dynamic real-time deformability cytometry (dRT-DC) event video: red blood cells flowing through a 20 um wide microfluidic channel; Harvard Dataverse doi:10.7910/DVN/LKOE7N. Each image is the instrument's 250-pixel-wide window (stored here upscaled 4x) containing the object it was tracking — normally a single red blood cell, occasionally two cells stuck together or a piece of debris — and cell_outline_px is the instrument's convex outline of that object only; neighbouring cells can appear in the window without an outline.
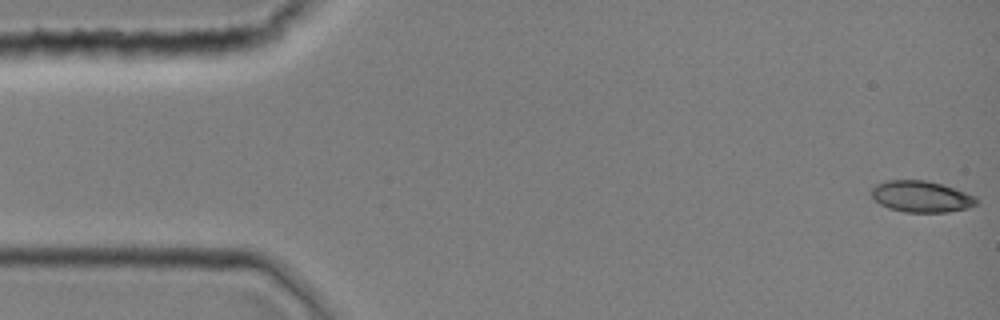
{"species": "common noctule bat (a hibernating species)", "species_latin": "Nyctalus noctula", "temperature_condition": "room temperature", "stored_images_in_passage": 44, "camera_frame_rate_fps": 3000, "um_per_image_px": 0.085, "animal": {"sex": "female", "body_mass_g": 19.0, "forearm_length_mm": 51.5}, "frame": {"image": 1, "passage_image": 1, "time_ms": 0.0, "image_size_px": [1000, 320], "cell_outline_px": [[980, 204], [968, 208], [948, 212], [904, 212], [888, 208], [880, 204], [868, 192], [876, 184], [884, 180], [924, 180], [940, 184], [976, 196]], "centroid_in_image_um": [78.29, 16.71], "position_along_channel_um": 6.7, "area_um2": 19.31}}
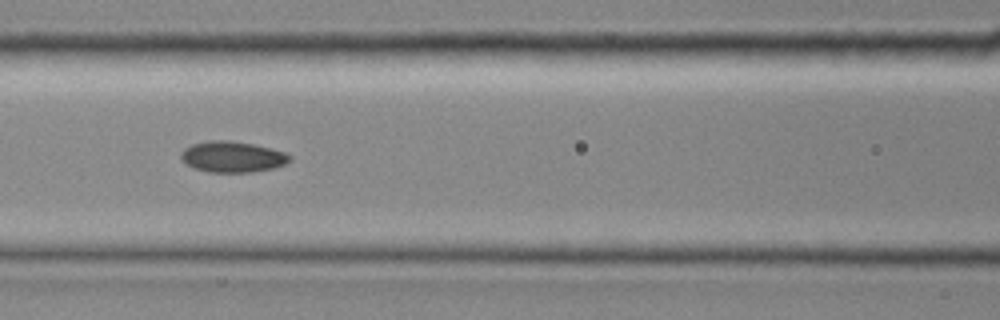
{"frame": {"image": 2, "passage_image": 19, "time_ms": 6.0, "image_size_px": [1000, 320], "cell_outline_px": [[292, 160], [276, 168], [252, 172], [208, 172], [192, 168], [180, 156], [180, 152], [184, 148], [192, 144], [208, 140], [232, 140], [252, 144], [288, 152], [292, 156]], "centroid_in_image_um": [19.79, 13.32], "position_along_channel_um": 146.8, "area_um2": 19.88}}
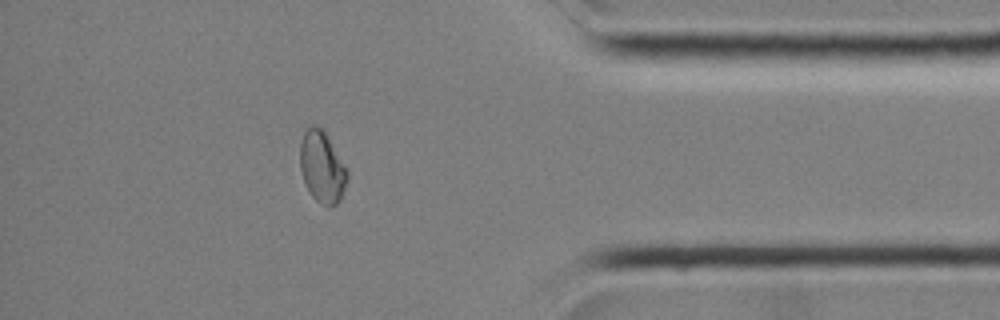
{"frame": {"image": 3, "passage_image": 38, "time_ms": 12.333, "image_size_px": [1000, 320], "cell_outline_px": [[348, 176], [340, 200], [336, 204], [328, 208], [320, 204], [312, 196], [304, 180], [300, 168], [300, 144], [304, 132], [312, 124], [316, 124], [324, 128], [348, 172]], "centroid_in_image_um": [27.37, 14.17], "position_along_channel_um": 407.8, "area_um2": 19.71}}